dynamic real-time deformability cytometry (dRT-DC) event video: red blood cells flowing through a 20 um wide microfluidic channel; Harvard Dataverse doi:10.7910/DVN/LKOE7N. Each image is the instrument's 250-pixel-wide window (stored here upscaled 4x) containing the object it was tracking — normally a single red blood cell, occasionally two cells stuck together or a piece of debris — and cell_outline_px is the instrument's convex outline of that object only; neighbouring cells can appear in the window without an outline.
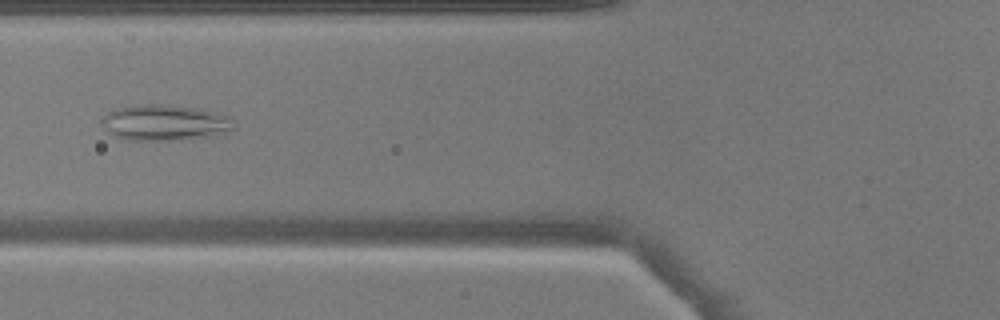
{"species": "common noctule bat (a hibernating species)", "species_latin": "Nyctalus noctula", "temperature_condition": "warm", "stored_images_in_passage": 51, "camera_frame_rate_fps": 3000, "um_per_image_px": 0.085, "animal": {"sex": "male", "body_mass_g": 17.9}, "frame": {"image": 1, "passage_image": 21, "time_ms": 6.667, "image_size_px": [1000, 320], "cell_outline_px": [[232, 128], [208, 136], [164, 140], [128, 140], [116, 136], [100, 120], [108, 112], [116, 108], [132, 104], [168, 104], [200, 108], [216, 112], [228, 116]], "centroid_in_image_um": [13.94, 10.38], "position_along_channel_um": 111.9, "area_um2": 26.93}}
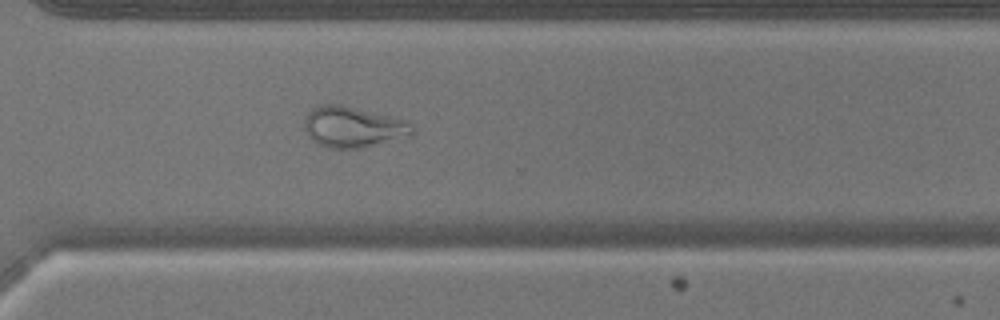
{"frame": {"image": 2, "passage_image": 38, "time_ms": 12.333, "image_size_px": [1000, 320], "cell_outline_px": [[416, 132], [412, 136], [360, 148], [328, 148], [316, 144], [308, 136], [304, 128], [304, 120], [308, 112], [316, 104], [340, 104], [400, 116], [408, 120], [416, 128]], "centroid_in_image_um": [30.08, 10.77], "position_along_channel_um": 340.5, "area_um2": 26.7}}
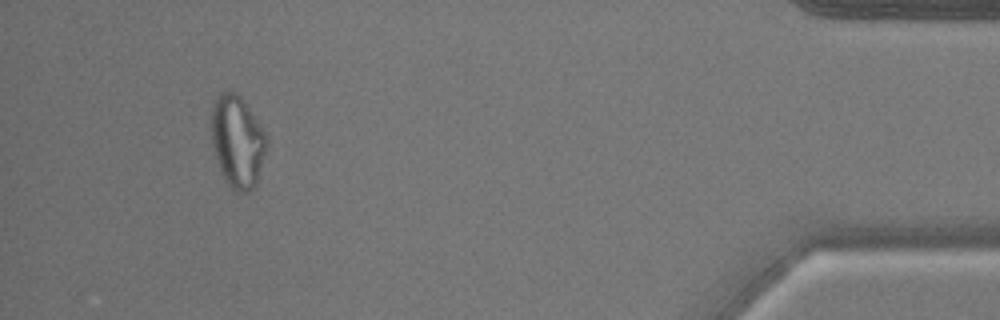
{"frame": {"image": 3, "passage_image": 48, "time_ms": 15.667, "image_size_px": [1000, 320], "cell_outline_px": [[268, 140], [256, 184], [248, 192], [236, 192], [224, 180], [212, 144], [212, 104], [216, 96], [228, 88], [236, 92], [240, 96], [264, 132]], "centroid_in_image_um": [20.16, 12.0], "position_along_channel_um": 415.0, "area_um2": 29.25}}